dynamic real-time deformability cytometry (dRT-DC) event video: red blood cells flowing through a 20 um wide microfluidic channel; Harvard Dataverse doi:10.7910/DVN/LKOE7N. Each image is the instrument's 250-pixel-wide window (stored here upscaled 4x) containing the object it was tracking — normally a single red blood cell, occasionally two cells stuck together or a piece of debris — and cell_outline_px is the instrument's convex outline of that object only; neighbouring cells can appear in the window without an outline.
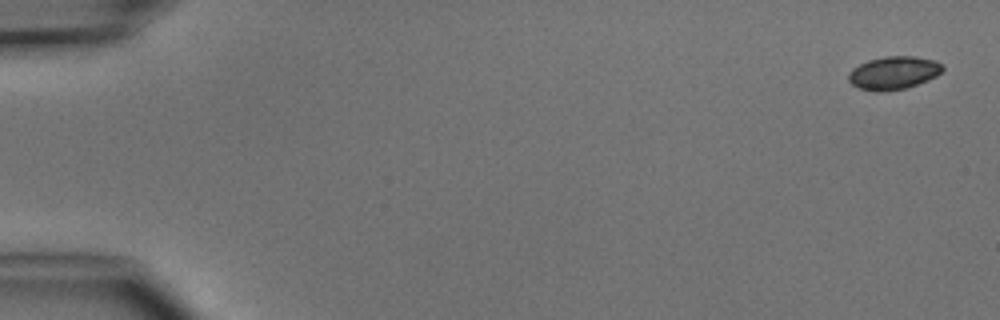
{"species": "common noctule bat (a hibernating species)", "species_latin": "Nyctalus noctula", "temperature_condition": "cold", "stored_images_in_passage": 5, "camera_frame_rate_fps": 3000, "um_per_image_px": 0.085, "animal": {"sex": "male", "body_mass_g": 15.6}, "frame": {"image": 1, "passage_image": 1, "time_ms": 0.0, "image_size_px": [1000, 320], "cell_outline_px": [[944, 68], [936, 76], [928, 80], [904, 88], [888, 92], [876, 92], [860, 88], [852, 84], [848, 80], [848, 72], [852, 68], [868, 60], [884, 56], [912, 56], [936, 60], [944, 64]], "centroid_in_image_um": [75.95, 6.19], "position_along_channel_um": 9.1, "area_um2": 18.26}}